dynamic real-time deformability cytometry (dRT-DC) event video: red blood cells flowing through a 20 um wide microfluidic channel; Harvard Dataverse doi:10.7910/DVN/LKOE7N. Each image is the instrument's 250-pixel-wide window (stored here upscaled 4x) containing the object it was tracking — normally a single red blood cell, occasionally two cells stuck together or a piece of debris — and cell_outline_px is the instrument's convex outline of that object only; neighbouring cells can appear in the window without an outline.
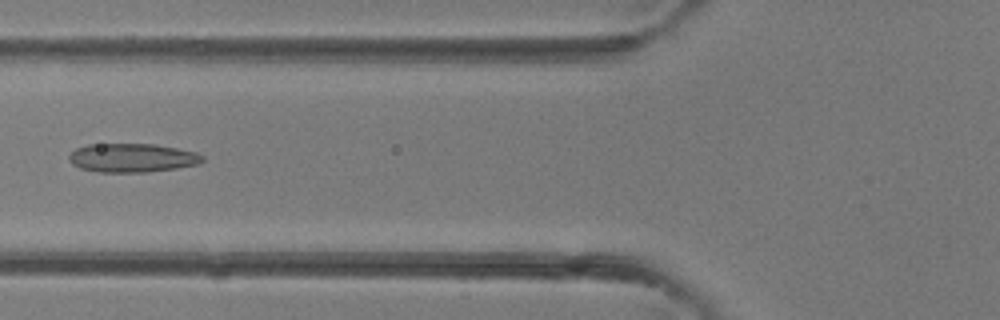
{"species": "common noctule bat (a hibernating species)", "species_latin": "Nyctalus noctula", "temperature_condition": "room temperature", "stored_images_in_passage": 36, "camera_frame_rate_fps": 3000, "um_per_image_px": 0.085, "animal": {"sex": "female"}, "frame": {"image": 1, "passage_image": 12, "time_ms": 3.667, "image_size_px": [1000, 320], "cell_outline_px": [[204, 160], [196, 164], [176, 168], [148, 172], [96, 172], [80, 168], [72, 164], [68, 160], [68, 156], [76, 148], [88, 144], [156, 144], [196, 152], [204, 156]], "centroid_in_image_um": [11.21, 13.41], "position_along_channel_um": 114.6, "area_um2": 22.43}}
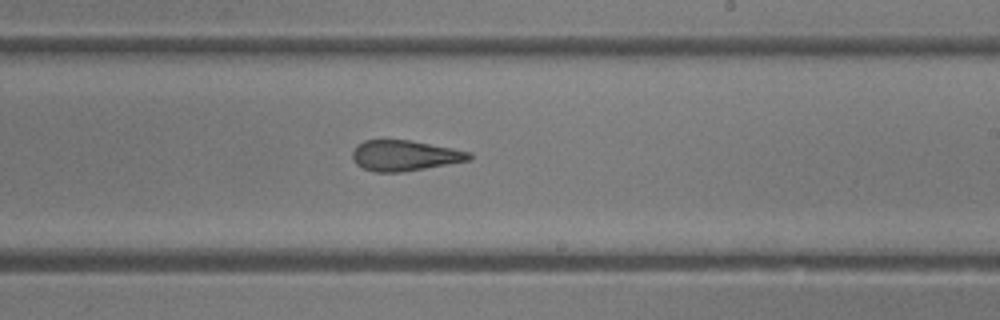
{"frame": {"image": 2, "passage_image": 20, "time_ms": 6.333, "image_size_px": [1000, 320], "cell_outline_px": [[472, 160], [400, 172], [376, 172], [364, 168], [356, 164], [352, 156], [352, 152], [356, 144], [364, 140], [408, 140], [452, 148], [472, 152]], "centroid_in_image_um": [34.4, 13.22], "position_along_channel_um": 254.6, "area_um2": 20.69}}
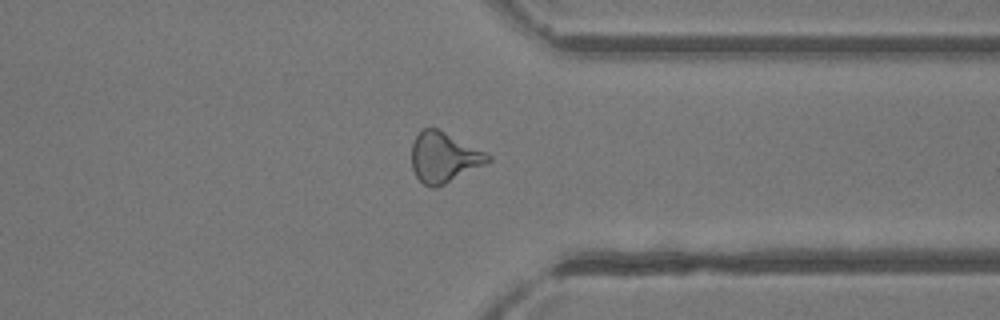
{"frame": {"image": 3, "passage_image": 27, "time_ms": 8.667, "image_size_px": [1000, 320], "cell_outline_px": [[492, 160], [436, 188], [432, 188], [424, 184], [416, 176], [412, 168], [412, 144], [416, 136], [424, 128], [436, 128], [492, 156]], "centroid_in_image_um": [37.7, 13.39], "position_along_channel_um": 373.7, "area_um2": 21.73}}